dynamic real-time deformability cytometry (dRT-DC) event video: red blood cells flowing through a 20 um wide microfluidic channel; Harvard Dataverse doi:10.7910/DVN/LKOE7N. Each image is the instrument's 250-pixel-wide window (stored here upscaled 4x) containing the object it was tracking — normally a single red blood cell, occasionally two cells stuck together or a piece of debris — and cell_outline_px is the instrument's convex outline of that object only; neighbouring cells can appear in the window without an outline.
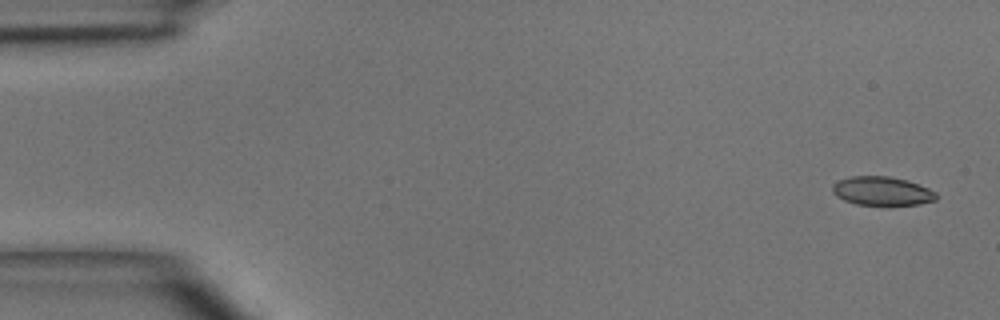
{"species": "common noctule bat (a hibernating species)", "species_latin": "Nyctalus noctula", "temperature_condition": "room temperature", "stored_images_in_passage": 5, "camera_frame_rate_fps": 3000, "um_per_image_px": 0.085, "animal": {"sex": "male", "body_mass_g": 15.6}, "frame": {"image": 1, "passage_image": 1, "time_ms": 0.0, "image_size_px": [1000, 320], "cell_outline_px": [[936, 200], [920, 204], [892, 208], [888, 208], [856, 204], [844, 200], [836, 196], [832, 192], [832, 184], [840, 180], [852, 176], [888, 176], [908, 180], [928, 188], [936, 192]], "centroid_in_image_um": [74.99, 16.29], "position_along_channel_um": 10.0, "area_um2": 18.21}}
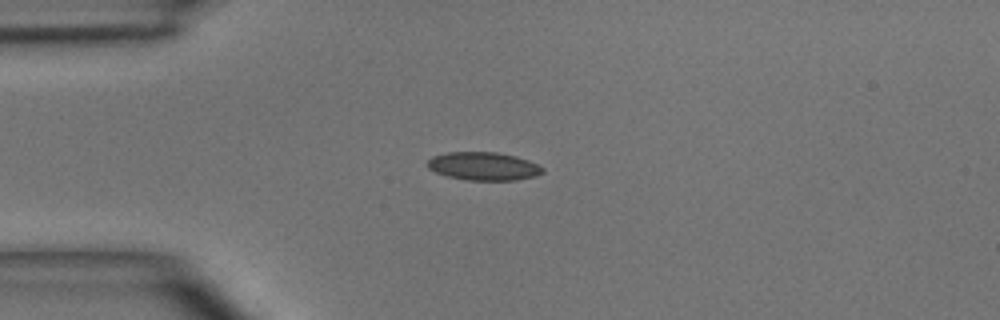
{"frame": {"image": 2, "passage_image": 4, "time_ms": 3.333, "image_size_px": [1000, 320], "cell_outline_px": [[544, 172], [536, 176], [516, 180], [468, 180], [448, 176], [436, 172], [428, 168], [428, 160], [432, 156], [448, 152], [496, 152], [516, 156], [528, 160], [544, 168]], "centroid_in_image_um": [41.12, 14.12], "position_along_channel_um": 43.9, "area_um2": 18.84}}